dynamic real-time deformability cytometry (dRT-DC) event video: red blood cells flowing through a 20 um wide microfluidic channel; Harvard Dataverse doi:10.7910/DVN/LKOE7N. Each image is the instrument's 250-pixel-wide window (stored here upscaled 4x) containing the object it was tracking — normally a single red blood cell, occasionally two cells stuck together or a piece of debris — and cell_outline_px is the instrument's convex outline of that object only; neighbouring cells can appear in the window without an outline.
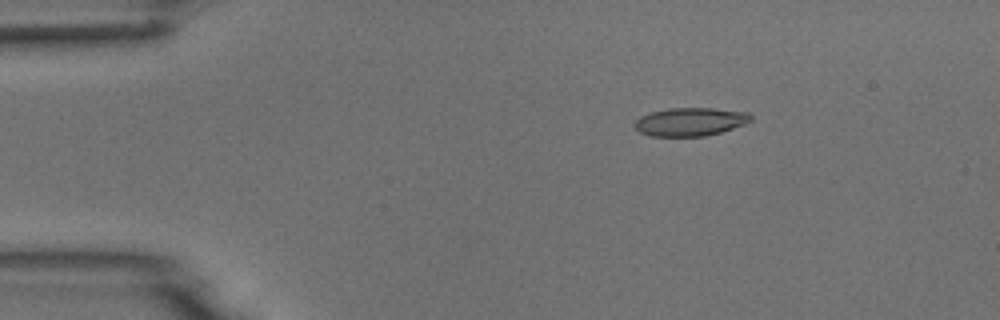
{"species": "common noctule bat (a hibernating species)", "species_latin": "Nyctalus noctula", "temperature_condition": "room temperature", "stored_images_in_passage": 3, "camera_frame_rate_fps": 3000, "um_per_image_px": 0.085, "animal": {"sex": "male", "body_mass_g": 18.8}, "frame": {"image": 1, "passage_image": 1, "time_ms": 0.0, "image_size_px": [1000, 320], "cell_outline_px": [[752, 120], [744, 124], [720, 132], [704, 136], [652, 136], [640, 132], [632, 124], [640, 116], [652, 112], [668, 108], [712, 108], [748, 112], [752, 116]], "centroid_in_image_um": [58.66, 10.34], "position_along_channel_um": 26.3, "area_um2": 19.07}}
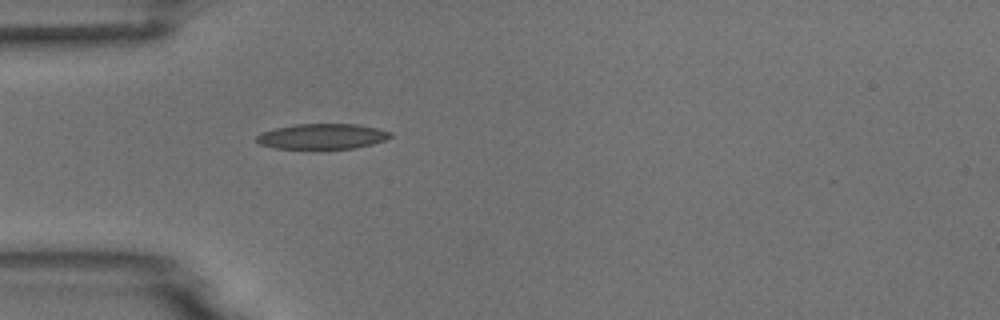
{"frame": {"image": 2, "passage_image": 3, "time_ms": 2.333, "image_size_px": [1000, 320], "cell_outline_px": [[392, 136], [384, 140], [372, 144], [356, 148], [276, 148], [260, 144], [256, 140], [256, 136], [260, 132], [276, 128], [296, 124], [356, 124], [376, 128], [392, 132]], "centroid_in_image_um": [27.39, 11.58], "position_along_channel_um": 57.6, "area_um2": 19.59}}